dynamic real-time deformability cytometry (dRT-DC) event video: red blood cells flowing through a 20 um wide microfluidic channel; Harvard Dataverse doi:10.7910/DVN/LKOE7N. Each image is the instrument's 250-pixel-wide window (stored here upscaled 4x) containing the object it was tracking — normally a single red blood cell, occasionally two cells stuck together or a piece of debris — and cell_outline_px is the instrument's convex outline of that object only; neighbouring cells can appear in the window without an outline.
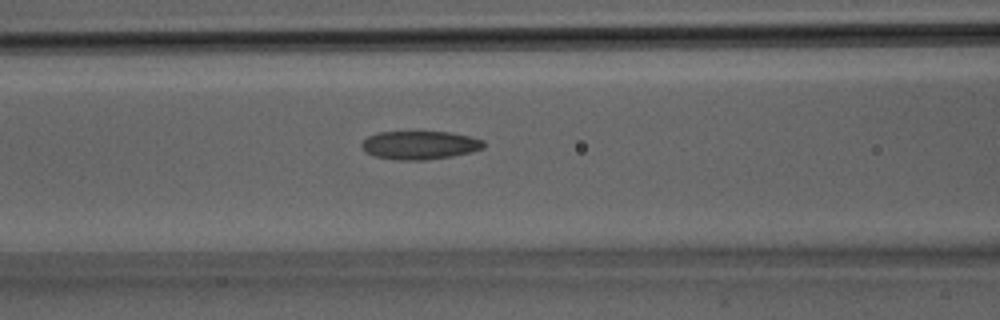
{"species": "Egyptian fruit bat (a non-hibernating species)", "species_latin": "Rousettus aegyptiacus", "temperature_condition": "room temperature", "stored_images_in_passage": 32, "camera_frame_rate_fps": 3000, "um_per_image_px": 0.085, "animal": {"sex": "male"}, "frame": {"image": 1, "passage_image": 14, "time_ms": 4.333, "image_size_px": [1000, 320], "cell_outline_px": [[484, 148], [452, 156], [424, 160], [400, 160], [376, 156], [364, 152], [360, 144], [368, 136], [376, 132], [452, 132], [472, 136], [484, 140]], "centroid_in_image_um": [35.68, 12.32], "position_along_channel_um": 130.9, "area_um2": 20.23}}
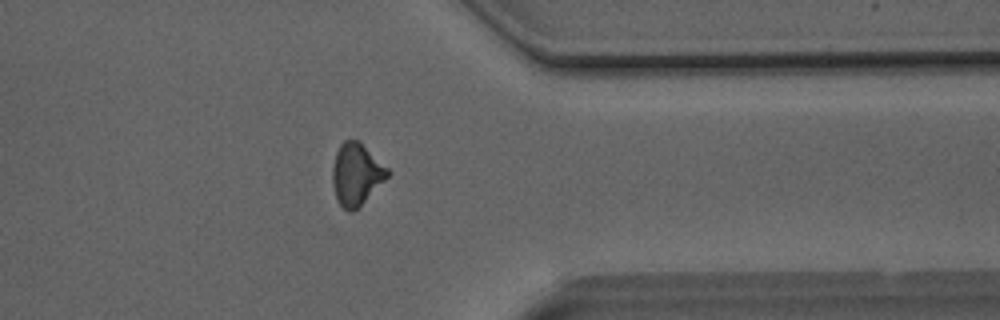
{"frame": {"image": 2, "passage_image": 26, "time_ms": 8.333, "image_size_px": [1000, 320], "cell_outline_px": [[392, 172], [352, 212], [348, 212], [336, 200], [332, 184], [332, 168], [336, 152], [340, 144], [344, 140], [360, 140]], "centroid_in_image_um": [30.27, 14.77], "position_along_channel_um": 381.1, "area_um2": 19.77}}
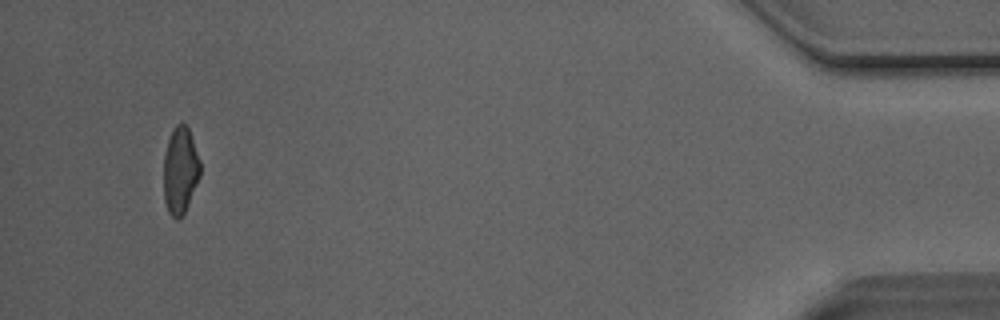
{"frame": {"image": 3, "passage_image": 31, "time_ms": 10.0, "image_size_px": [1000, 320], "cell_outline_px": [[200, 176], [188, 204], [180, 220], [176, 220], [168, 212], [164, 200], [164, 152], [172, 128], [176, 124], [184, 124], [188, 128], [200, 160]], "centroid_in_image_um": [15.31, 14.5], "position_along_channel_um": 419.9, "area_um2": 18.5}}